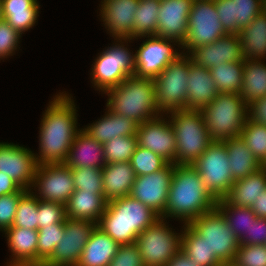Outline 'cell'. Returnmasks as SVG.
<instances>
[{
	"label": "cell",
	"instance_id": "ba28073f",
	"mask_svg": "<svg viewBox=\"0 0 266 266\" xmlns=\"http://www.w3.org/2000/svg\"><path fill=\"white\" fill-rule=\"evenodd\" d=\"M192 62L188 54H181L153 78L157 108L161 114L186 109L188 73Z\"/></svg>",
	"mask_w": 266,
	"mask_h": 266
},
{
	"label": "cell",
	"instance_id": "ee69618b",
	"mask_svg": "<svg viewBox=\"0 0 266 266\" xmlns=\"http://www.w3.org/2000/svg\"><path fill=\"white\" fill-rule=\"evenodd\" d=\"M75 190L104 194L102 169L96 167H83L71 169Z\"/></svg>",
	"mask_w": 266,
	"mask_h": 266
},
{
	"label": "cell",
	"instance_id": "836d02e7",
	"mask_svg": "<svg viewBox=\"0 0 266 266\" xmlns=\"http://www.w3.org/2000/svg\"><path fill=\"white\" fill-rule=\"evenodd\" d=\"M240 96L247 105L266 96L265 61L245 60Z\"/></svg>",
	"mask_w": 266,
	"mask_h": 266
},
{
	"label": "cell",
	"instance_id": "c3c4849f",
	"mask_svg": "<svg viewBox=\"0 0 266 266\" xmlns=\"http://www.w3.org/2000/svg\"><path fill=\"white\" fill-rule=\"evenodd\" d=\"M26 191V189H21L17 193L0 196V232L3 233L12 227L18 201Z\"/></svg>",
	"mask_w": 266,
	"mask_h": 266
},
{
	"label": "cell",
	"instance_id": "9f6ffc18",
	"mask_svg": "<svg viewBox=\"0 0 266 266\" xmlns=\"http://www.w3.org/2000/svg\"><path fill=\"white\" fill-rule=\"evenodd\" d=\"M3 18V15H2V4H1V0H0V20Z\"/></svg>",
	"mask_w": 266,
	"mask_h": 266
},
{
	"label": "cell",
	"instance_id": "7c38bea8",
	"mask_svg": "<svg viewBox=\"0 0 266 266\" xmlns=\"http://www.w3.org/2000/svg\"><path fill=\"white\" fill-rule=\"evenodd\" d=\"M225 35L214 0H194L181 52L189 54L193 49L210 44Z\"/></svg>",
	"mask_w": 266,
	"mask_h": 266
},
{
	"label": "cell",
	"instance_id": "d4e9b609",
	"mask_svg": "<svg viewBox=\"0 0 266 266\" xmlns=\"http://www.w3.org/2000/svg\"><path fill=\"white\" fill-rule=\"evenodd\" d=\"M188 76L186 109L202 110L219 94L211 72L192 62Z\"/></svg>",
	"mask_w": 266,
	"mask_h": 266
},
{
	"label": "cell",
	"instance_id": "816d5d0a",
	"mask_svg": "<svg viewBox=\"0 0 266 266\" xmlns=\"http://www.w3.org/2000/svg\"><path fill=\"white\" fill-rule=\"evenodd\" d=\"M248 118L257 124L266 125V96L248 105Z\"/></svg>",
	"mask_w": 266,
	"mask_h": 266
},
{
	"label": "cell",
	"instance_id": "f907efd6",
	"mask_svg": "<svg viewBox=\"0 0 266 266\" xmlns=\"http://www.w3.org/2000/svg\"><path fill=\"white\" fill-rule=\"evenodd\" d=\"M239 242L244 245L266 244V218L257 217L256 222H252L249 234Z\"/></svg>",
	"mask_w": 266,
	"mask_h": 266
},
{
	"label": "cell",
	"instance_id": "7bdbcfd3",
	"mask_svg": "<svg viewBox=\"0 0 266 266\" xmlns=\"http://www.w3.org/2000/svg\"><path fill=\"white\" fill-rule=\"evenodd\" d=\"M167 164L168 162L160 155L140 146H137L130 159V165L132 166L136 177L160 171Z\"/></svg>",
	"mask_w": 266,
	"mask_h": 266
},
{
	"label": "cell",
	"instance_id": "8992f818",
	"mask_svg": "<svg viewBox=\"0 0 266 266\" xmlns=\"http://www.w3.org/2000/svg\"><path fill=\"white\" fill-rule=\"evenodd\" d=\"M176 137V164L192 165L213 142L201 110L179 109L165 114Z\"/></svg>",
	"mask_w": 266,
	"mask_h": 266
},
{
	"label": "cell",
	"instance_id": "6f0895ef",
	"mask_svg": "<svg viewBox=\"0 0 266 266\" xmlns=\"http://www.w3.org/2000/svg\"><path fill=\"white\" fill-rule=\"evenodd\" d=\"M219 266H234V265L232 263H223V264H221Z\"/></svg>",
	"mask_w": 266,
	"mask_h": 266
},
{
	"label": "cell",
	"instance_id": "60d3db41",
	"mask_svg": "<svg viewBox=\"0 0 266 266\" xmlns=\"http://www.w3.org/2000/svg\"><path fill=\"white\" fill-rule=\"evenodd\" d=\"M64 227V223H55L38 229L37 266H43L51 257L64 235Z\"/></svg>",
	"mask_w": 266,
	"mask_h": 266
},
{
	"label": "cell",
	"instance_id": "74e56055",
	"mask_svg": "<svg viewBox=\"0 0 266 266\" xmlns=\"http://www.w3.org/2000/svg\"><path fill=\"white\" fill-rule=\"evenodd\" d=\"M244 62H227L210 69L219 93H240Z\"/></svg>",
	"mask_w": 266,
	"mask_h": 266
},
{
	"label": "cell",
	"instance_id": "e575fe53",
	"mask_svg": "<svg viewBox=\"0 0 266 266\" xmlns=\"http://www.w3.org/2000/svg\"><path fill=\"white\" fill-rule=\"evenodd\" d=\"M181 250L200 266H219L222 263L210 252L204 238L189 224H182Z\"/></svg>",
	"mask_w": 266,
	"mask_h": 266
},
{
	"label": "cell",
	"instance_id": "1f68e13d",
	"mask_svg": "<svg viewBox=\"0 0 266 266\" xmlns=\"http://www.w3.org/2000/svg\"><path fill=\"white\" fill-rule=\"evenodd\" d=\"M242 54L245 60H266V12L259 13L253 21L240 30Z\"/></svg>",
	"mask_w": 266,
	"mask_h": 266
},
{
	"label": "cell",
	"instance_id": "bcb514c9",
	"mask_svg": "<svg viewBox=\"0 0 266 266\" xmlns=\"http://www.w3.org/2000/svg\"><path fill=\"white\" fill-rule=\"evenodd\" d=\"M21 35L5 19L0 20V61L16 55L20 49Z\"/></svg>",
	"mask_w": 266,
	"mask_h": 266
},
{
	"label": "cell",
	"instance_id": "681fc988",
	"mask_svg": "<svg viewBox=\"0 0 266 266\" xmlns=\"http://www.w3.org/2000/svg\"><path fill=\"white\" fill-rule=\"evenodd\" d=\"M108 266H144L139 247L135 243L120 245Z\"/></svg>",
	"mask_w": 266,
	"mask_h": 266
},
{
	"label": "cell",
	"instance_id": "4fadbf2b",
	"mask_svg": "<svg viewBox=\"0 0 266 266\" xmlns=\"http://www.w3.org/2000/svg\"><path fill=\"white\" fill-rule=\"evenodd\" d=\"M143 38H146L145 40ZM143 39V43L135 52L136 77L155 78L172 61L181 54V44L176 40L165 39L156 35L139 37L133 40ZM178 48H177V47Z\"/></svg>",
	"mask_w": 266,
	"mask_h": 266
},
{
	"label": "cell",
	"instance_id": "cb8c5ba5",
	"mask_svg": "<svg viewBox=\"0 0 266 266\" xmlns=\"http://www.w3.org/2000/svg\"><path fill=\"white\" fill-rule=\"evenodd\" d=\"M105 113L93 123L85 125L82 129L94 140L104 144L113 138L136 135L138 123L118 113H114L107 107Z\"/></svg>",
	"mask_w": 266,
	"mask_h": 266
},
{
	"label": "cell",
	"instance_id": "4dcf8cb0",
	"mask_svg": "<svg viewBox=\"0 0 266 266\" xmlns=\"http://www.w3.org/2000/svg\"><path fill=\"white\" fill-rule=\"evenodd\" d=\"M3 19L21 35L33 29L40 13L38 0H1Z\"/></svg>",
	"mask_w": 266,
	"mask_h": 266
},
{
	"label": "cell",
	"instance_id": "f1b7e54d",
	"mask_svg": "<svg viewBox=\"0 0 266 266\" xmlns=\"http://www.w3.org/2000/svg\"><path fill=\"white\" fill-rule=\"evenodd\" d=\"M106 206L104 194L75 190L65 204L66 218L90 220L97 224Z\"/></svg>",
	"mask_w": 266,
	"mask_h": 266
},
{
	"label": "cell",
	"instance_id": "11a10c76",
	"mask_svg": "<svg viewBox=\"0 0 266 266\" xmlns=\"http://www.w3.org/2000/svg\"><path fill=\"white\" fill-rule=\"evenodd\" d=\"M250 208L257 217L266 218V189Z\"/></svg>",
	"mask_w": 266,
	"mask_h": 266
},
{
	"label": "cell",
	"instance_id": "b9f144b4",
	"mask_svg": "<svg viewBox=\"0 0 266 266\" xmlns=\"http://www.w3.org/2000/svg\"><path fill=\"white\" fill-rule=\"evenodd\" d=\"M38 198L27 190L18 201L12 227L38 230Z\"/></svg>",
	"mask_w": 266,
	"mask_h": 266
},
{
	"label": "cell",
	"instance_id": "d590c367",
	"mask_svg": "<svg viewBox=\"0 0 266 266\" xmlns=\"http://www.w3.org/2000/svg\"><path fill=\"white\" fill-rule=\"evenodd\" d=\"M160 3L161 0H139L129 39L157 34Z\"/></svg>",
	"mask_w": 266,
	"mask_h": 266
},
{
	"label": "cell",
	"instance_id": "30bf717a",
	"mask_svg": "<svg viewBox=\"0 0 266 266\" xmlns=\"http://www.w3.org/2000/svg\"><path fill=\"white\" fill-rule=\"evenodd\" d=\"M189 225L204 238L210 252L222 264L233 263L240 242L217 208L194 218Z\"/></svg>",
	"mask_w": 266,
	"mask_h": 266
},
{
	"label": "cell",
	"instance_id": "7a4b0ae2",
	"mask_svg": "<svg viewBox=\"0 0 266 266\" xmlns=\"http://www.w3.org/2000/svg\"><path fill=\"white\" fill-rule=\"evenodd\" d=\"M217 202L192 165L174 164L167 206L161 218L189 224L194 218L215 209Z\"/></svg>",
	"mask_w": 266,
	"mask_h": 266
},
{
	"label": "cell",
	"instance_id": "f35d334b",
	"mask_svg": "<svg viewBox=\"0 0 266 266\" xmlns=\"http://www.w3.org/2000/svg\"><path fill=\"white\" fill-rule=\"evenodd\" d=\"M137 146L136 135L116 137L104 143L103 150L106 164L130 162Z\"/></svg>",
	"mask_w": 266,
	"mask_h": 266
},
{
	"label": "cell",
	"instance_id": "2e32d148",
	"mask_svg": "<svg viewBox=\"0 0 266 266\" xmlns=\"http://www.w3.org/2000/svg\"><path fill=\"white\" fill-rule=\"evenodd\" d=\"M173 173L174 164L168 163L160 171L137 176L129 195L151 208L161 217L167 206Z\"/></svg>",
	"mask_w": 266,
	"mask_h": 266
},
{
	"label": "cell",
	"instance_id": "ab89813d",
	"mask_svg": "<svg viewBox=\"0 0 266 266\" xmlns=\"http://www.w3.org/2000/svg\"><path fill=\"white\" fill-rule=\"evenodd\" d=\"M240 137L256 159L263 164L266 161V125L257 124L247 118Z\"/></svg>",
	"mask_w": 266,
	"mask_h": 266
},
{
	"label": "cell",
	"instance_id": "83f0119b",
	"mask_svg": "<svg viewBox=\"0 0 266 266\" xmlns=\"http://www.w3.org/2000/svg\"><path fill=\"white\" fill-rule=\"evenodd\" d=\"M119 246L108 234L96 226L76 266H108Z\"/></svg>",
	"mask_w": 266,
	"mask_h": 266
},
{
	"label": "cell",
	"instance_id": "ffe728a7",
	"mask_svg": "<svg viewBox=\"0 0 266 266\" xmlns=\"http://www.w3.org/2000/svg\"><path fill=\"white\" fill-rule=\"evenodd\" d=\"M138 4L139 0H102L100 2L98 16L110 37L129 39Z\"/></svg>",
	"mask_w": 266,
	"mask_h": 266
},
{
	"label": "cell",
	"instance_id": "8fae6325",
	"mask_svg": "<svg viewBox=\"0 0 266 266\" xmlns=\"http://www.w3.org/2000/svg\"><path fill=\"white\" fill-rule=\"evenodd\" d=\"M192 166L217 200L224 198L235 182L230 172L227 149L223 141H213Z\"/></svg>",
	"mask_w": 266,
	"mask_h": 266
},
{
	"label": "cell",
	"instance_id": "f6af8a7d",
	"mask_svg": "<svg viewBox=\"0 0 266 266\" xmlns=\"http://www.w3.org/2000/svg\"><path fill=\"white\" fill-rule=\"evenodd\" d=\"M232 264L234 266H266V244H240Z\"/></svg>",
	"mask_w": 266,
	"mask_h": 266
},
{
	"label": "cell",
	"instance_id": "484cf974",
	"mask_svg": "<svg viewBox=\"0 0 266 266\" xmlns=\"http://www.w3.org/2000/svg\"><path fill=\"white\" fill-rule=\"evenodd\" d=\"M64 163L71 169L83 167L102 169L106 165L103 144L94 140L81 129L77 133Z\"/></svg>",
	"mask_w": 266,
	"mask_h": 266
},
{
	"label": "cell",
	"instance_id": "d6a6232c",
	"mask_svg": "<svg viewBox=\"0 0 266 266\" xmlns=\"http://www.w3.org/2000/svg\"><path fill=\"white\" fill-rule=\"evenodd\" d=\"M223 142L227 149L230 172L234 181L245 178L262 168V164L240 136L223 140Z\"/></svg>",
	"mask_w": 266,
	"mask_h": 266
},
{
	"label": "cell",
	"instance_id": "6da1fadb",
	"mask_svg": "<svg viewBox=\"0 0 266 266\" xmlns=\"http://www.w3.org/2000/svg\"><path fill=\"white\" fill-rule=\"evenodd\" d=\"M61 91L49 100L39 127L37 165L64 163L71 145L82 129L78 127V110L72 94Z\"/></svg>",
	"mask_w": 266,
	"mask_h": 266
},
{
	"label": "cell",
	"instance_id": "e0dca14e",
	"mask_svg": "<svg viewBox=\"0 0 266 266\" xmlns=\"http://www.w3.org/2000/svg\"><path fill=\"white\" fill-rule=\"evenodd\" d=\"M138 146L160 155L168 163L176 164V137L167 116L162 114L138 125Z\"/></svg>",
	"mask_w": 266,
	"mask_h": 266
},
{
	"label": "cell",
	"instance_id": "f5cc1de1",
	"mask_svg": "<svg viewBox=\"0 0 266 266\" xmlns=\"http://www.w3.org/2000/svg\"><path fill=\"white\" fill-rule=\"evenodd\" d=\"M21 189L8 175L0 174V196L17 193Z\"/></svg>",
	"mask_w": 266,
	"mask_h": 266
},
{
	"label": "cell",
	"instance_id": "603a6c76",
	"mask_svg": "<svg viewBox=\"0 0 266 266\" xmlns=\"http://www.w3.org/2000/svg\"><path fill=\"white\" fill-rule=\"evenodd\" d=\"M3 235L11 252L6 266H37L38 230L10 227Z\"/></svg>",
	"mask_w": 266,
	"mask_h": 266
},
{
	"label": "cell",
	"instance_id": "44dd1931",
	"mask_svg": "<svg viewBox=\"0 0 266 266\" xmlns=\"http://www.w3.org/2000/svg\"><path fill=\"white\" fill-rule=\"evenodd\" d=\"M193 3L194 0H161L156 36L182 44L187 34Z\"/></svg>",
	"mask_w": 266,
	"mask_h": 266
},
{
	"label": "cell",
	"instance_id": "9c48e42d",
	"mask_svg": "<svg viewBox=\"0 0 266 266\" xmlns=\"http://www.w3.org/2000/svg\"><path fill=\"white\" fill-rule=\"evenodd\" d=\"M169 221L160 217L137 236L135 244L144 266H166L169 259L181 250L182 227L176 232Z\"/></svg>",
	"mask_w": 266,
	"mask_h": 266
},
{
	"label": "cell",
	"instance_id": "680465c9",
	"mask_svg": "<svg viewBox=\"0 0 266 266\" xmlns=\"http://www.w3.org/2000/svg\"><path fill=\"white\" fill-rule=\"evenodd\" d=\"M262 167L266 169V161L262 164Z\"/></svg>",
	"mask_w": 266,
	"mask_h": 266
},
{
	"label": "cell",
	"instance_id": "3957f363",
	"mask_svg": "<svg viewBox=\"0 0 266 266\" xmlns=\"http://www.w3.org/2000/svg\"><path fill=\"white\" fill-rule=\"evenodd\" d=\"M159 218L151 208L128 195L107 202L97 227L119 245H129Z\"/></svg>",
	"mask_w": 266,
	"mask_h": 266
},
{
	"label": "cell",
	"instance_id": "8d00e7d4",
	"mask_svg": "<svg viewBox=\"0 0 266 266\" xmlns=\"http://www.w3.org/2000/svg\"><path fill=\"white\" fill-rule=\"evenodd\" d=\"M216 208L223 214L234 235L239 241L249 234L252 222L257 216L250 207H241L229 204L224 198L218 200Z\"/></svg>",
	"mask_w": 266,
	"mask_h": 266
},
{
	"label": "cell",
	"instance_id": "9a60e30c",
	"mask_svg": "<svg viewBox=\"0 0 266 266\" xmlns=\"http://www.w3.org/2000/svg\"><path fill=\"white\" fill-rule=\"evenodd\" d=\"M64 226L62 239L43 266H76L97 224L90 220L66 218Z\"/></svg>",
	"mask_w": 266,
	"mask_h": 266
},
{
	"label": "cell",
	"instance_id": "7402d4cb",
	"mask_svg": "<svg viewBox=\"0 0 266 266\" xmlns=\"http://www.w3.org/2000/svg\"><path fill=\"white\" fill-rule=\"evenodd\" d=\"M226 34L239 35L263 11V0H214Z\"/></svg>",
	"mask_w": 266,
	"mask_h": 266
},
{
	"label": "cell",
	"instance_id": "4316f807",
	"mask_svg": "<svg viewBox=\"0 0 266 266\" xmlns=\"http://www.w3.org/2000/svg\"><path fill=\"white\" fill-rule=\"evenodd\" d=\"M136 175L130 162L106 164L102 168L103 191L107 202L128 196Z\"/></svg>",
	"mask_w": 266,
	"mask_h": 266
},
{
	"label": "cell",
	"instance_id": "277c9868",
	"mask_svg": "<svg viewBox=\"0 0 266 266\" xmlns=\"http://www.w3.org/2000/svg\"><path fill=\"white\" fill-rule=\"evenodd\" d=\"M106 107L138 124L160 115L152 78L130 76L117 87L107 90Z\"/></svg>",
	"mask_w": 266,
	"mask_h": 266
},
{
	"label": "cell",
	"instance_id": "5b68a950",
	"mask_svg": "<svg viewBox=\"0 0 266 266\" xmlns=\"http://www.w3.org/2000/svg\"><path fill=\"white\" fill-rule=\"evenodd\" d=\"M113 41L110 47L96 55L90 68L92 86L102 94L135 73V53L128 47L134 40L119 38Z\"/></svg>",
	"mask_w": 266,
	"mask_h": 266
},
{
	"label": "cell",
	"instance_id": "52a82bcc",
	"mask_svg": "<svg viewBox=\"0 0 266 266\" xmlns=\"http://www.w3.org/2000/svg\"><path fill=\"white\" fill-rule=\"evenodd\" d=\"M201 112L210 138L223 141L240 136L248 118V105L240 94L219 93Z\"/></svg>",
	"mask_w": 266,
	"mask_h": 266
},
{
	"label": "cell",
	"instance_id": "ac0fdd59",
	"mask_svg": "<svg viewBox=\"0 0 266 266\" xmlns=\"http://www.w3.org/2000/svg\"><path fill=\"white\" fill-rule=\"evenodd\" d=\"M36 168L34 150L13 142H0V174L8 175L22 189L29 190Z\"/></svg>",
	"mask_w": 266,
	"mask_h": 266
},
{
	"label": "cell",
	"instance_id": "7dc6e473",
	"mask_svg": "<svg viewBox=\"0 0 266 266\" xmlns=\"http://www.w3.org/2000/svg\"><path fill=\"white\" fill-rule=\"evenodd\" d=\"M38 229L55 223H64L66 219L65 205L59 202L38 199Z\"/></svg>",
	"mask_w": 266,
	"mask_h": 266
},
{
	"label": "cell",
	"instance_id": "d6986e66",
	"mask_svg": "<svg viewBox=\"0 0 266 266\" xmlns=\"http://www.w3.org/2000/svg\"><path fill=\"white\" fill-rule=\"evenodd\" d=\"M188 55L196 65L209 70L222 63L245 62L239 35L227 34L210 44L193 49Z\"/></svg>",
	"mask_w": 266,
	"mask_h": 266
},
{
	"label": "cell",
	"instance_id": "5bb4252c",
	"mask_svg": "<svg viewBox=\"0 0 266 266\" xmlns=\"http://www.w3.org/2000/svg\"><path fill=\"white\" fill-rule=\"evenodd\" d=\"M29 190L39 200L65 205L75 191L71 168L65 163L37 165Z\"/></svg>",
	"mask_w": 266,
	"mask_h": 266
},
{
	"label": "cell",
	"instance_id": "db71d44e",
	"mask_svg": "<svg viewBox=\"0 0 266 266\" xmlns=\"http://www.w3.org/2000/svg\"><path fill=\"white\" fill-rule=\"evenodd\" d=\"M166 266H200L190 257H188L182 250L176 253L169 259Z\"/></svg>",
	"mask_w": 266,
	"mask_h": 266
},
{
	"label": "cell",
	"instance_id": "f546056e",
	"mask_svg": "<svg viewBox=\"0 0 266 266\" xmlns=\"http://www.w3.org/2000/svg\"><path fill=\"white\" fill-rule=\"evenodd\" d=\"M266 189V169L260 168L245 178L236 180L224 199L231 205L251 207Z\"/></svg>",
	"mask_w": 266,
	"mask_h": 266
}]
</instances>
